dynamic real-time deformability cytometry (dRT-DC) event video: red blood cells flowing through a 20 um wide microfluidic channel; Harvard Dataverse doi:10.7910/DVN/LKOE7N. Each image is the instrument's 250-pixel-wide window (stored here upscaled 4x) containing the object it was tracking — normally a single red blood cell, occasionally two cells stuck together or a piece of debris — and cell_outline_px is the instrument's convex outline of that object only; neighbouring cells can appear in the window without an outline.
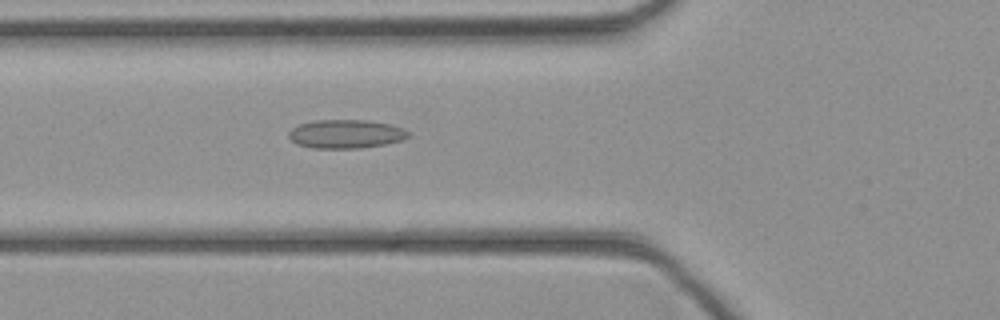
{"species": "common noctule bat (a hibernating species)", "species_latin": "Nyctalus noctula", "temperature_condition": "cold", "stored_images_in_passage": 34, "camera_frame_rate_fps": 3000, "um_per_image_px": 0.085, "animal": {"sex": "female", "body_mass_g": 21.9}, "frame": {"image": 1, "passage_image": 6, "time_ms": 1.667, "image_size_px": [1000, 320], "cell_outline_px": [[408, 136], [404, 140], [384, 144], [360, 148], [312, 148], [296, 144], [288, 136], [288, 132], [292, 128], [300, 124], [316, 120], [368, 120], [388, 124], [404, 128], [408, 132]], "centroid_in_image_um": [29.38, 11.39], "position_along_channel_um": 96.4, "area_um2": 19.94}}
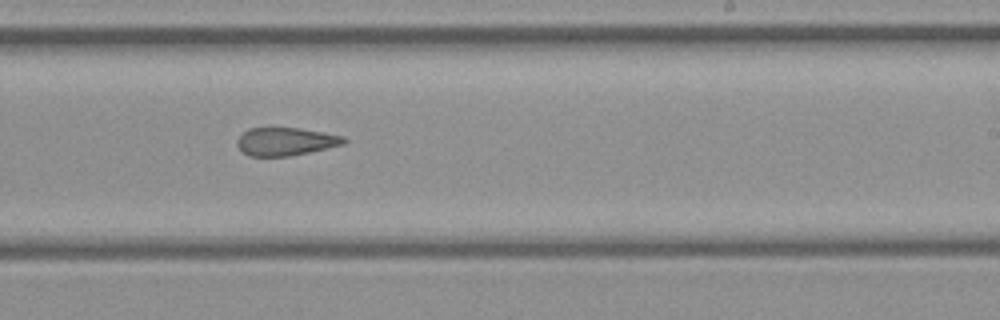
{"frame": {"image": 2, "passage_image": 17, "time_ms": 5.333, "image_size_px": [1000, 320], "cell_outline_px": [[348, 140], [344, 144], [308, 152], [288, 156], [248, 156], [236, 144], [236, 140], [248, 128], [268, 124], [300, 128], [344, 136]], "centroid_in_image_um": [24.23, 11.97], "position_along_channel_um": 264.8, "area_um2": 18.03}}
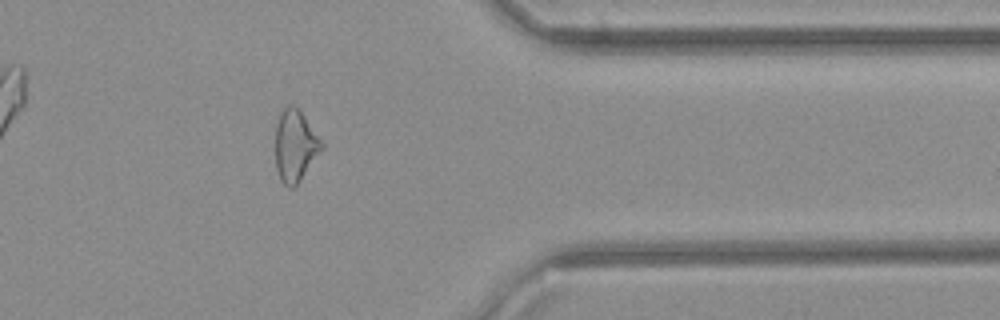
{"frame": {"image": 3, "passage_image": 26, "time_ms": 8.333, "image_size_px": [1000, 320], "cell_outline_px": [[324, 148], [300, 180], [292, 188], [288, 188], [280, 180], [276, 168], [276, 124], [280, 112], [288, 104], [292, 104], [304, 116], [324, 144]], "centroid_in_image_um": [25.08, 12.4], "position_along_channel_um": 386.3, "area_um2": 19.19}}